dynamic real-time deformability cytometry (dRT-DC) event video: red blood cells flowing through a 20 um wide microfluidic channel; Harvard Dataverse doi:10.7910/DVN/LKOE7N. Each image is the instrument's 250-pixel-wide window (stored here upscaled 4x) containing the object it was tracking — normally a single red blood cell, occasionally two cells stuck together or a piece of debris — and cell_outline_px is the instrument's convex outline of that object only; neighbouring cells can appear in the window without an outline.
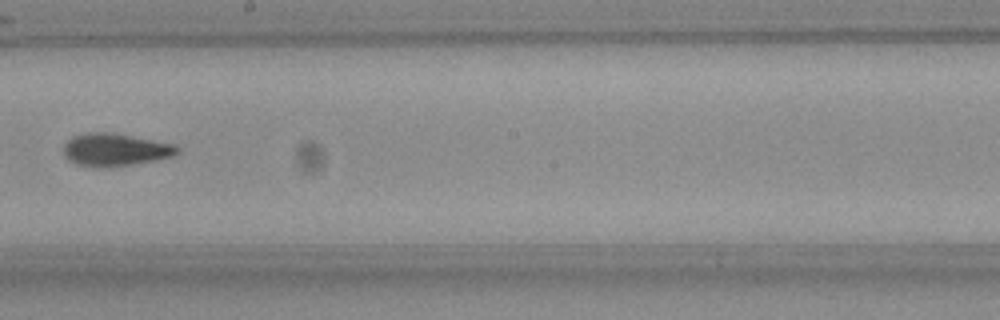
{"species": "Egyptian fruit bat (a non-hibernating species)", "species_latin": "Rousettus aegyptiacus", "temperature_condition": "room temperature", "stored_images_in_passage": 6, "camera_frame_rate_fps": 3000, "um_per_image_px": 0.085, "frame": {"image": 1, "passage_image": 5, "time_ms": 1.333, "image_size_px": [1000, 320], "cell_outline_px": [[180, 152], [172, 156], [156, 160], [132, 164], [100, 168], [92, 168], [76, 164], [68, 160], [64, 156], [64, 144], [72, 136], [88, 132], [112, 132], [172, 144], [180, 148]], "centroid_in_image_um": [9.74, 12.73], "position_along_channel_um": 238.5, "area_um2": 21.73}}
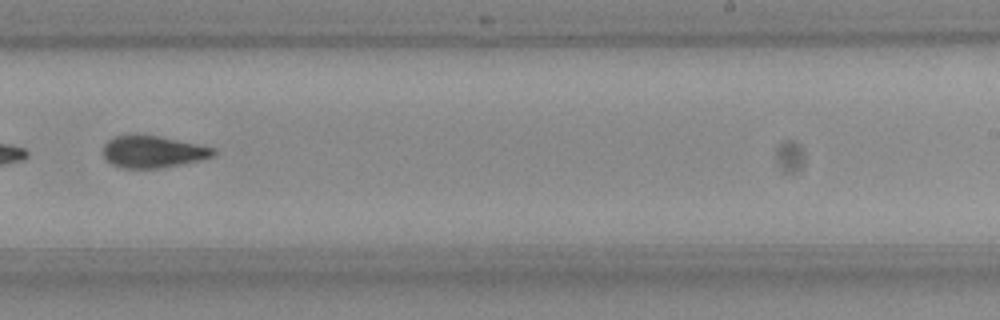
{"frame": {"image": 2, "passage_image": 6, "time_ms": 1.667, "image_size_px": [1000, 320], "cell_outline_px": [[216, 152], [212, 156], [200, 160], [160, 168], [120, 168], [112, 164], [104, 156], [104, 144], [108, 140], [116, 136], [156, 136], [196, 144], [212, 148]], "centroid_in_image_um": [12.97, 12.92], "position_along_channel_um": 276.0, "area_um2": 19.88}}